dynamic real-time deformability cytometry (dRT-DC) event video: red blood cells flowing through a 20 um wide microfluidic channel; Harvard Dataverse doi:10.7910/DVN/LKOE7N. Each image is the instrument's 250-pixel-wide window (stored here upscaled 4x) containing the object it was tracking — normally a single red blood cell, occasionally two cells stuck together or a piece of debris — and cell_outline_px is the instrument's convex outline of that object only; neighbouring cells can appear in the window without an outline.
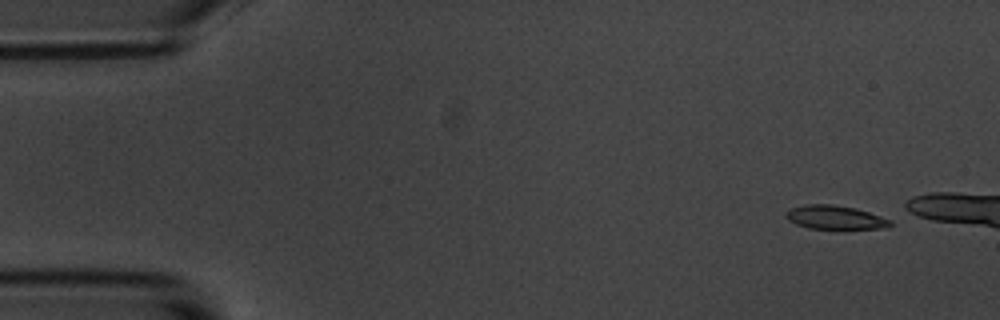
{"species": "common noctule bat (a hibernating species)", "species_latin": "Nyctalus noctula", "temperature_condition": "room temperature", "stored_images_in_passage": 4, "camera_frame_rate_fps": 3000, "um_per_image_px": 0.085, "animal": {"sex": "male", "body_mass_g": 20.1, "forearm_length_mm": 53.5}, "frame": {"image": 1, "passage_image": 1, "time_ms": 0.0, "image_size_px": [1000, 320], "cell_outline_px": [[892, 224], [888, 228], [844, 232], [840, 232], [808, 228], [796, 224], [788, 220], [784, 216], [784, 212], [792, 208], [804, 204], [832, 204], [856, 208], [892, 220]], "centroid_in_image_um": [71.03, 18.55], "position_along_channel_um": 14.0, "area_um2": 15.61}}